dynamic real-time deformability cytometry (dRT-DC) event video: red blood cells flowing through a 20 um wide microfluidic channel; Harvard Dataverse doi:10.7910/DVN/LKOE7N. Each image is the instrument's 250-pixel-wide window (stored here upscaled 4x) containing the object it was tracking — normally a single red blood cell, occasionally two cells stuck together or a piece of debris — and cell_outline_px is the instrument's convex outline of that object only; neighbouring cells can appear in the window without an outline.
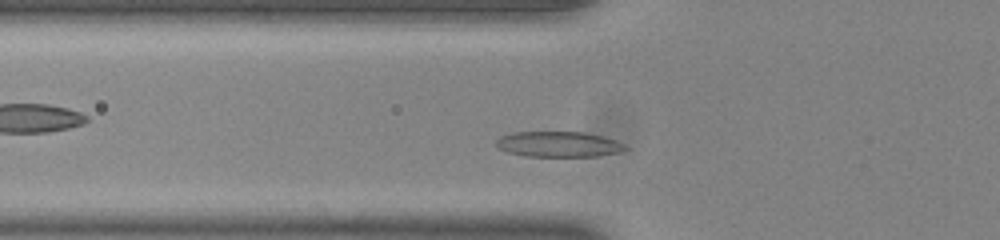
{"species": "common noctule bat (a hibernating species)", "species_latin": "Nyctalus noctula", "temperature_condition": "room temperature", "stored_images_in_passage": 36, "camera_frame_rate_fps": 3000, "um_per_image_px": 0.085, "animal": {"sex": "male", "body_mass_g": 20.0, "forearm_length_mm": 53.3}, "frame": {"image": 1, "passage_image": 6, "time_ms": 1.667, "image_size_px": [1000, 240], "cell_outline_px": [[628, 148], [620, 152], [596, 156], [528, 156], [508, 152], [496, 148], [496, 140], [500, 136], [512, 132], [584, 132], [604, 136], [616, 140], [624, 144]], "centroid_in_image_um": [47.47, 12.25], "position_along_channel_um": 78.3, "area_um2": 19.25}}
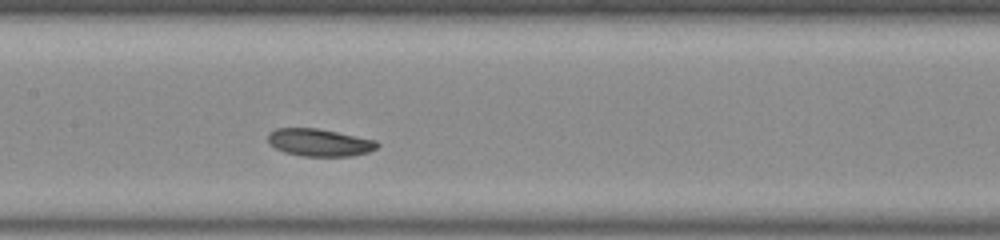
{"frame": {"image": 2, "passage_image": 14, "time_ms": 4.333, "image_size_px": [1000, 240], "cell_outline_px": [[380, 144], [376, 148], [368, 152], [352, 156], [304, 156], [284, 152], [268, 144], [268, 132], [276, 128], [316, 128], [376, 140]], "centroid_in_image_um": [27.13, 12.11], "position_along_channel_um": 180.3, "area_um2": 17.46}}
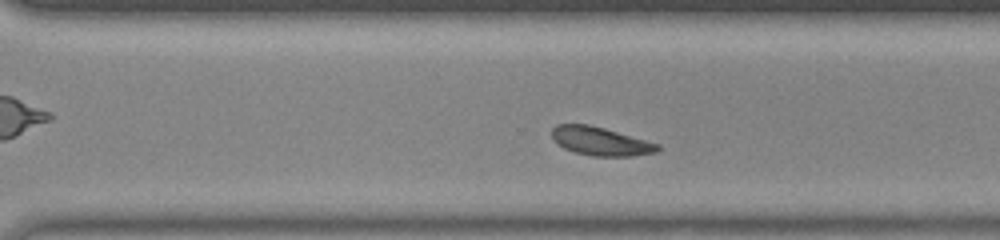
{"frame": {"image": 3, "passage_image": 25, "time_ms": 8.0, "image_size_px": [1000, 240], "cell_outline_px": [[660, 148], [656, 152], [632, 156], [592, 156], [576, 152], [564, 148], [556, 144], [552, 136], [552, 128], [556, 124], [588, 124], [604, 128], [660, 144]], "centroid_in_image_um": [51.03, 12.0], "position_along_channel_um": 319.6, "area_um2": 17.51}, "authors_computed_cell_mechanics": {"area_um2": 18.0336, "velocity_mm_per_s": 3.807, "shape_relaxation_time_tau1_ms": 2.9617, "shape_relaxation_time_tau2_ms": 3.0325, "deformation_change_tau1": 0.1089, "deformation_change_tau2": 0.0718}}